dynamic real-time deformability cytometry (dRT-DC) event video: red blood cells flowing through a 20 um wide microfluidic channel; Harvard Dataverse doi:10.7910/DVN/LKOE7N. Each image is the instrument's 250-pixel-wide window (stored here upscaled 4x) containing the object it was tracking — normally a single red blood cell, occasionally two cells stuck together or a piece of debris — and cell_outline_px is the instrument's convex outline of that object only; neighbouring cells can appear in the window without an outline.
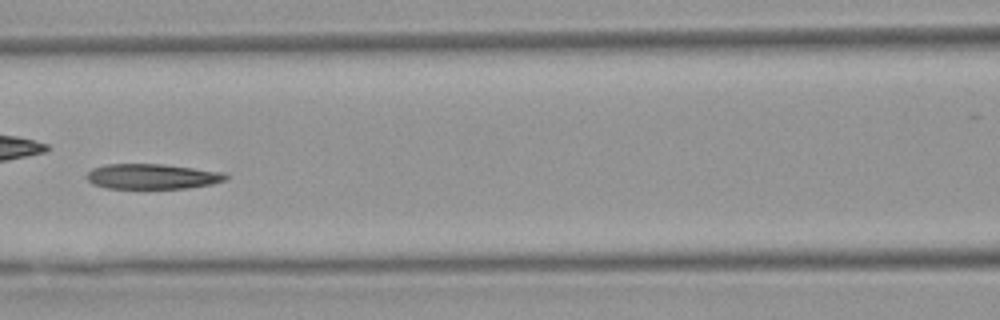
{"species": "Egyptian fruit bat (a non-hibernating species)", "species_latin": "Rousettus aegyptiacus", "temperature_condition": "warm", "stored_images_in_passage": 52, "camera_frame_rate_fps": 3000, "um_per_image_px": 0.085, "animal": {"sex": "female"}, "frame": {"image": 1, "passage_image": 23, "time_ms": 7.333, "image_size_px": [1000, 320], "cell_outline_px": [[228, 176], [224, 180], [212, 184], [188, 188], [108, 188], [92, 184], [88, 180], [88, 172], [92, 168], [108, 164], [164, 164], [224, 172]], "centroid_in_image_um": [12.95, 14.99], "position_along_channel_um": 153.7, "area_um2": 20.29}, "authors_computed_cell_mechanics": {"area_um2": 21.4727, "velocity_mm_per_s": 3.832, "shape_relaxation_time_tau1_ms": 8.1687, "shape_relaxation_time_tau2_ms": null, "deformation_change_tau1": 0.1874, "deformation_change_tau2": null}}